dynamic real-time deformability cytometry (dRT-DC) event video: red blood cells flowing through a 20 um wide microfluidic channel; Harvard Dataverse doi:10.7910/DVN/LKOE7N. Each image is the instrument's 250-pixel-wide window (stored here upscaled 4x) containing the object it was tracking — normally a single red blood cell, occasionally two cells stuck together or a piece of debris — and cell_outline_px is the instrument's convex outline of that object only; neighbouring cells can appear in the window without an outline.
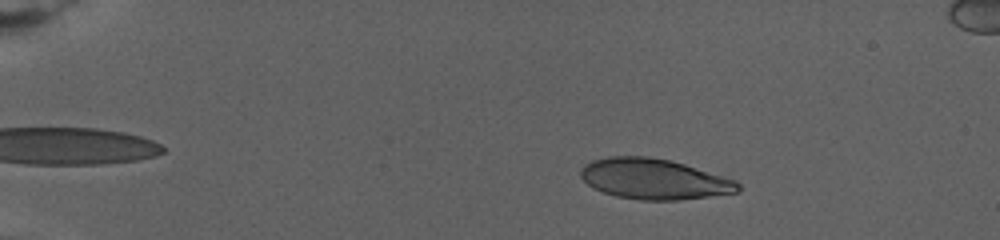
{"species": "human", "species_latin": "Homo sapiens", "temperature_condition": "warm", "stored_images_in_passage": 35, "camera_frame_rate_fps": 3000, "um_per_image_px": 0.085, "donor": {"sex": "female"}, "frame": {"image": 1, "passage_image": 10, "time_ms": 3.667, "image_size_px": [1000, 240], "cell_outline_px": [[740, 192], [680, 200], [640, 200], [616, 196], [592, 188], [580, 176], [580, 168], [584, 164], [592, 160], [608, 156], [648, 156], [668, 160], [684, 164], [736, 180], [740, 184]], "centroid_in_image_um": [55.58, 15.22], "position_along_channel_um": 29.4, "area_um2": 37.22}}
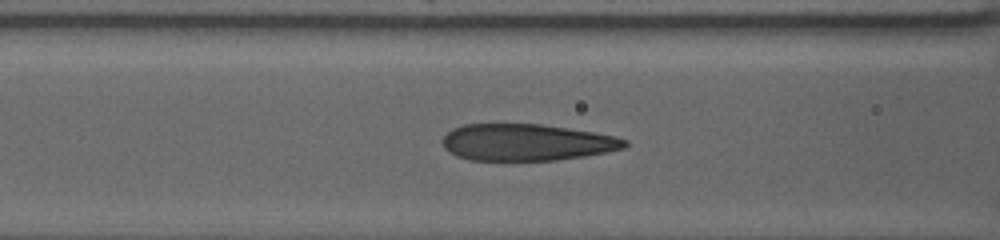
{"frame": {"image": 2, "passage_image": 28, "time_ms": 11.0, "image_size_px": [1000, 240], "cell_outline_px": [[628, 144], [624, 148], [584, 156], [556, 160], [468, 160], [456, 156], [448, 152], [444, 148], [444, 136], [452, 128], [464, 124], [540, 124], [568, 128], [592, 132], [612, 136], [628, 140]], "centroid_in_image_um": [44.72, 12.1], "position_along_channel_um": 121.9, "area_um2": 38.78}}
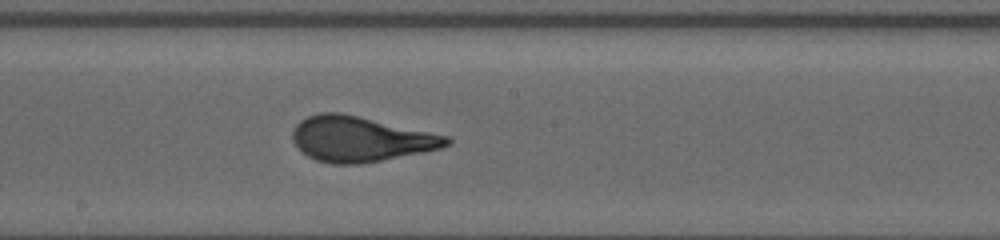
{"frame": {"image": 3, "passage_image": 35, "time_ms": 14.667, "image_size_px": [1000, 240], "cell_outline_px": [[452, 140], [448, 144], [440, 148], [360, 164], [332, 164], [316, 160], [300, 152], [292, 140], [292, 132], [296, 124], [300, 120], [308, 116], [320, 112], [340, 112], [448, 136]], "centroid_in_image_um": [30.55, 11.81], "position_along_channel_um": 217.6, "area_um2": 40.23}}